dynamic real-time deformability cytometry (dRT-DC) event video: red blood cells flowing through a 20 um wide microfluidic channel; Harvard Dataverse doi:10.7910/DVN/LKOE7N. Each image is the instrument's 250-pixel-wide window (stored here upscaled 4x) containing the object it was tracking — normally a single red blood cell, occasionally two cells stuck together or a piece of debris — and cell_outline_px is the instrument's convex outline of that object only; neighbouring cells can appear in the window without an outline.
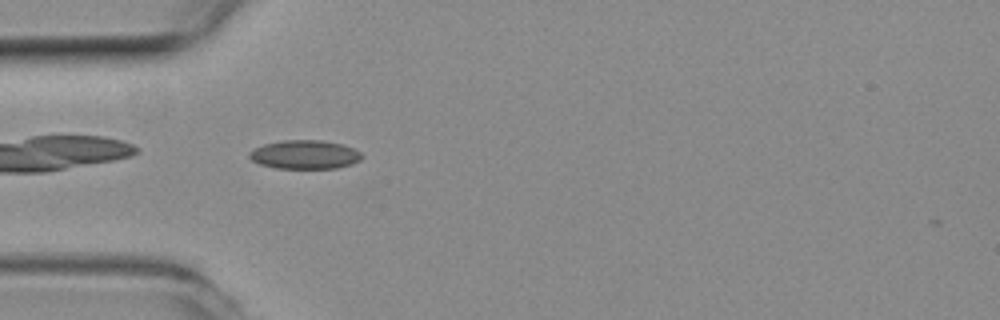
{"species": "common noctule bat (a hibernating species)", "species_latin": "Nyctalus noctula", "temperature_condition": "room temperature", "stored_images_in_passage": 30, "camera_frame_rate_fps": 3000, "um_per_image_px": 0.085, "animal": {"sex": "female", "body_mass_g": 19.3, "forearm_length_mm": 54.1}, "frame": {"image": 1, "passage_image": 1, "time_ms": 0.0, "image_size_px": [1000, 320], "cell_outline_px": [[364, 156], [360, 160], [352, 164], [336, 168], [276, 168], [260, 164], [252, 160], [248, 156], [248, 152], [264, 144], [284, 140], [320, 140], [344, 144], [360, 152]], "centroid_in_image_um": [25.92, 13.14], "position_along_channel_um": 59.1, "area_um2": 18.84}}
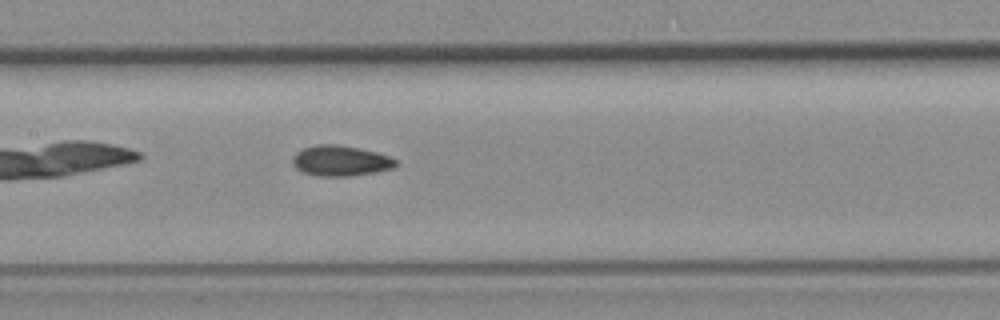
{"frame": {"image": 2, "passage_image": 11, "time_ms": 3.333, "image_size_px": [1000, 320], "cell_outline_px": [[400, 164], [396, 168], [376, 172], [352, 176], [316, 176], [304, 172], [296, 168], [292, 164], [292, 156], [296, 152], [304, 148], [316, 144], [340, 144], [360, 148], [376, 152], [400, 160]], "centroid_in_image_um": [29.0, 13.66], "position_along_channel_um": 178.4, "area_um2": 18.79}}
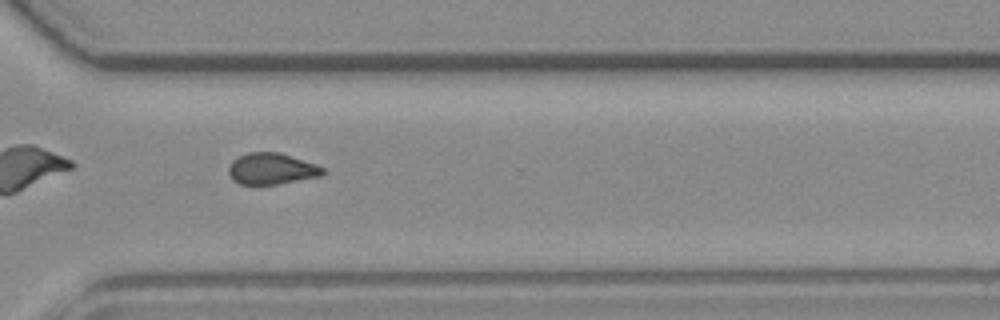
{"frame": {"image": 3, "passage_image": 25, "time_ms": 8.0, "image_size_px": [1000, 320], "cell_outline_px": [[324, 172], [320, 176], [256, 188], [240, 184], [232, 180], [228, 172], [228, 168], [232, 160], [248, 152], [280, 152], [316, 164], [324, 168]], "centroid_in_image_um": [23.03, 14.38], "position_along_channel_um": 347.6, "area_um2": 17.69}, "authors_computed_cell_mechanics": {"area_um2": 17.9758, "velocity_mm_per_s": 3.6285, "shape_relaxation_time_tau1_ms": null, "shape_relaxation_time_tau2_ms": 2.2004, "deformation_change_tau1": null, "deformation_change_tau2": 0.0685}}